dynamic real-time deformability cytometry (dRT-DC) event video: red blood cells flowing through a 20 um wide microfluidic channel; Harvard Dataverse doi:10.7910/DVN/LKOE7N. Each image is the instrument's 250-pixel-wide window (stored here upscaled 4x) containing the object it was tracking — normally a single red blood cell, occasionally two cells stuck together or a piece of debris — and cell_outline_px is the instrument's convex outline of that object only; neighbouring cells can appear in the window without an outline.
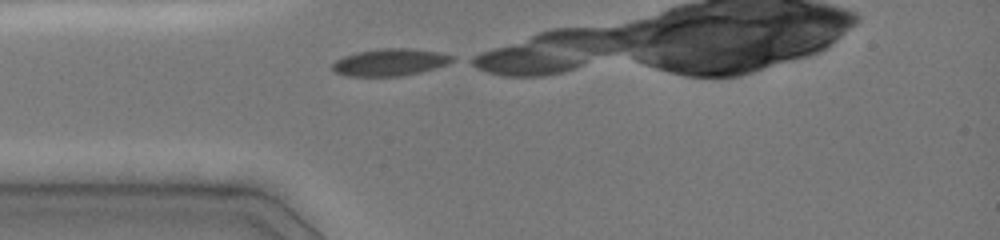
{"species": "common noctule bat (a hibernating species)", "species_latin": "Nyctalus noctula", "temperature_condition": "cold", "stored_images_in_passage": 12, "camera_frame_rate_fps": 3000, "um_per_image_px": 0.085, "animal": {"sex": "female", "body_mass_g": 19.0, "forearm_length_mm": 51.5}, "frame": {"image": 1, "passage_image": 1, "time_ms": 0.0, "image_size_px": [1000, 240], "cell_outline_px": [[456, 60], [448, 64], [436, 68], [420, 72], [400, 76], [348, 76], [336, 72], [332, 68], [332, 64], [336, 60], [344, 56], [356, 52], [380, 48], [408, 48], [436, 52], [452, 56]], "centroid_in_image_um": [33.15, 5.29], "position_along_channel_um": 51.9, "area_um2": 18.84}}